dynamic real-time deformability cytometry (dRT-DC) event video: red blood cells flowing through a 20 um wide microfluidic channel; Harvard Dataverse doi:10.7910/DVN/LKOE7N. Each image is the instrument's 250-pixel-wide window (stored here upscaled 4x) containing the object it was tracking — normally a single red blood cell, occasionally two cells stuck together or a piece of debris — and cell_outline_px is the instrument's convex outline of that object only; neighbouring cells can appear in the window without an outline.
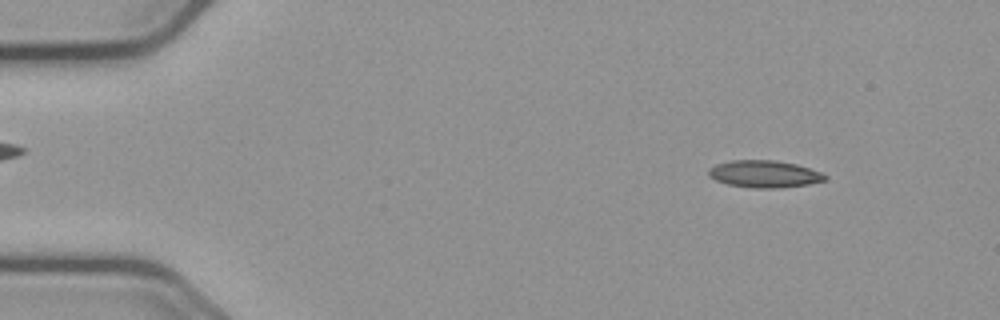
{"species": "common noctule bat (a hibernating species)", "species_latin": "Nyctalus noctula", "temperature_condition": "cold", "stored_images_in_passage": 55, "camera_frame_rate_fps": 3000, "um_per_image_px": 0.085, "animal": {"sex": "male", "body_mass_g": 23.1, "forearm_length_mm": 52.7}, "frame": {"image": 1, "passage_image": 6, "time_ms": 1.667, "image_size_px": [1000, 320], "cell_outline_px": [[828, 176], [824, 180], [808, 184], [776, 188], [752, 188], [728, 184], [716, 180], [708, 176], [708, 168], [716, 164], [732, 160], [772, 160], [796, 164], [820, 172]], "centroid_in_image_um": [64.92, 14.78], "position_along_channel_um": 20.1, "area_um2": 18.26}}
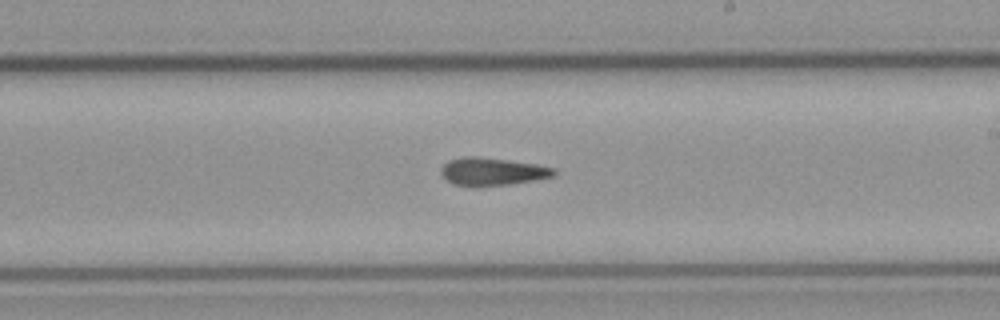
{"frame": {"image": 2, "passage_image": 32, "time_ms": 10.333, "image_size_px": [1000, 320], "cell_outline_px": [[556, 172], [552, 176], [532, 180], [508, 184], [476, 188], [472, 188], [452, 184], [440, 172], [440, 168], [448, 160], [464, 156], [476, 156], [536, 164], [552, 168]], "centroid_in_image_um": [41.75, 14.6], "position_along_channel_um": 247.3, "area_um2": 18.32}}
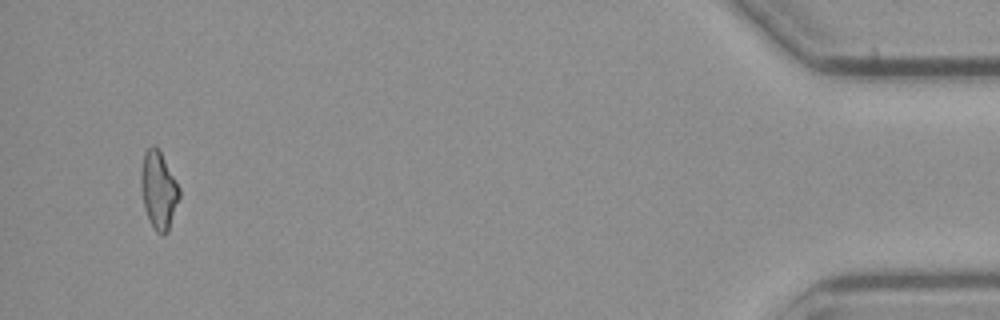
{"frame": {"image": 3, "passage_image": 53, "time_ms": 17.333, "image_size_px": [1000, 320], "cell_outline_px": [[180, 196], [168, 232], [164, 236], [160, 236], [156, 232], [144, 208], [140, 188], [140, 172], [144, 152], [152, 144], [160, 152], [176, 180], [180, 188]], "centroid_in_image_um": [13.47, 16.18], "position_along_channel_um": 421.7, "area_um2": 17.4}, "authors_computed_cell_mechanics": {"area_um2": 18.0336, "velocity_mm_per_s": 3.6734, "shape_relaxation_time_tau1_ms": null, "shape_relaxation_time_tau2_ms": 4.8002, "deformation_change_tau1": null, "deformation_change_tau2": 0.1446}}